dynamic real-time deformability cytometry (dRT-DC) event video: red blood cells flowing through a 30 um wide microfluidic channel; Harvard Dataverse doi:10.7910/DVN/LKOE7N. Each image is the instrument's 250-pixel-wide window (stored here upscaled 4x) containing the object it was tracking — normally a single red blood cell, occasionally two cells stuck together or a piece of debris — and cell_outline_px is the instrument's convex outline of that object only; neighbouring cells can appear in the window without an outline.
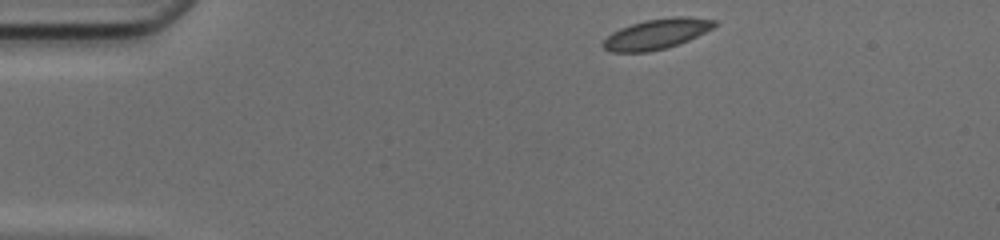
{"species": "common noctule bat (a hibernating species)", "species_latin": "Nyctalus noctula", "temperature_condition": "cold", "stored_images_in_passage": 42, "camera_frame_rate_fps": 3000, "um_per_image_px": 0.085, "animal": {"sex": "female", "body_mass_g": 17.0, "forearm_length_mm": 48.0}, "frame": {"image": 1, "passage_image": 1, "time_ms": 0.0, "image_size_px": [1000, 240], "cell_outline_px": [[716, 24], [712, 28], [680, 44], [648, 52], [608, 52], [600, 44], [612, 32], [620, 28], [644, 20], [676, 16], [684, 16], [716, 20]], "centroid_in_image_um": [55.77, 2.89], "position_along_channel_um": 29.2, "area_um2": 19.54}}
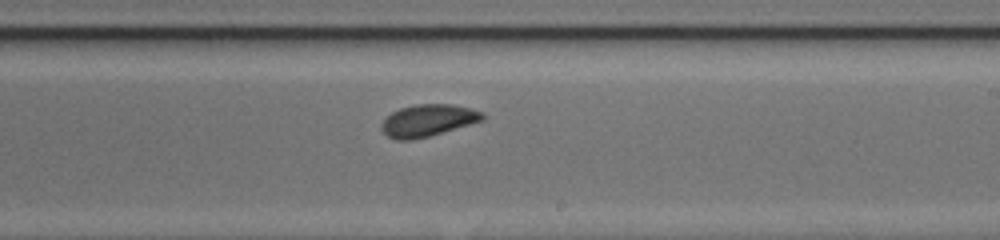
{"frame": {"image": 2, "passage_image": 22, "time_ms": 7.0, "image_size_px": [1000, 240], "cell_outline_px": [[484, 120], [428, 136], [412, 140], [396, 140], [388, 136], [380, 128], [380, 124], [392, 112], [400, 108], [416, 104], [452, 104], [484, 112]], "centroid_in_image_um": [36.36, 10.23], "position_along_channel_um": 252.6, "area_um2": 18.67}}
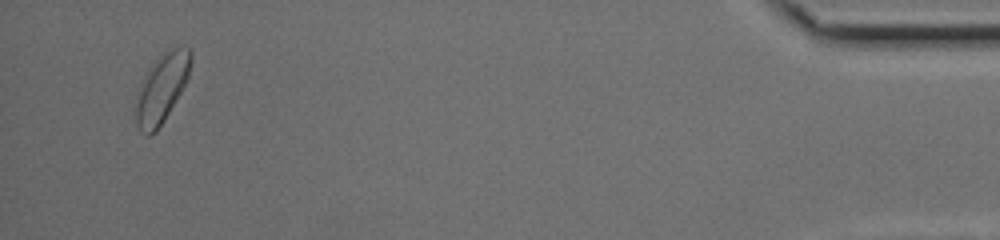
{"frame": {"image": 3, "passage_image": 40, "time_ms": 13.0, "image_size_px": [1000, 240], "cell_outline_px": [[192, 60], [188, 76], [180, 92], [164, 120], [156, 132], [148, 136], [144, 136], [140, 132], [136, 124], [136, 104], [144, 80], [152, 64], [172, 48], [184, 44], [192, 52]], "centroid_in_image_um": [13.78, 7.53], "position_along_channel_um": 421.4, "area_um2": 21.27}, "authors_computed_cell_mechanics": {"area_um2": 19.2185, "velocity_mm_per_s": 4.1554, "shape_relaxation_time_tau1_ms": 7.1808, "shape_relaxation_time_tau2_ms": 3.2983, "deformation_change_tau1": 0.1545, "deformation_change_tau2": 0.0821}}